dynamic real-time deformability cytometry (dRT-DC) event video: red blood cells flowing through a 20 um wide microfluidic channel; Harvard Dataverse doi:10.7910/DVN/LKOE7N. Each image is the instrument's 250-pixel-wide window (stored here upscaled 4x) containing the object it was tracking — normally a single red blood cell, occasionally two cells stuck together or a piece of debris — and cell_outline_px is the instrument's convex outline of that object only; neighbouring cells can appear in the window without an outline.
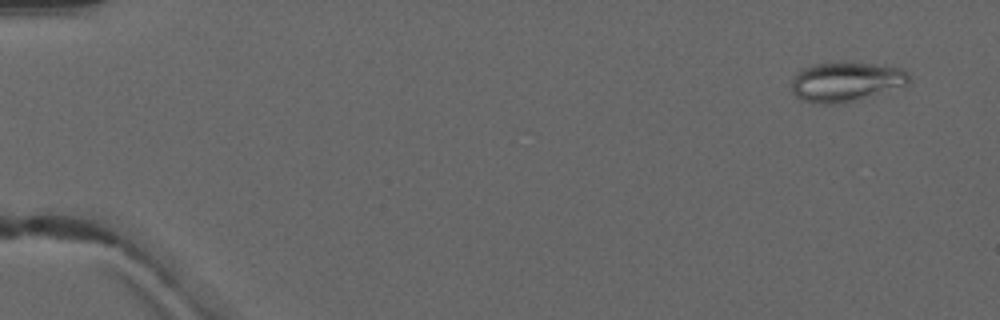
{"species": "common noctule bat (a hibernating species)", "species_latin": "Nyctalus noctula", "temperature_condition": "warm", "stored_images_in_passage": 7, "camera_frame_rate_fps": 3000, "um_per_image_px": 0.085, "animal": {"sex": "male", "forearm_length_mm": 52.5}, "frame": {"image": 1, "passage_image": 2, "time_ms": 1.0, "image_size_px": [1000, 320], "cell_outline_px": [[908, 84], [852, 100], [836, 104], [820, 104], [800, 100], [792, 92], [792, 80], [796, 72], [812, 64], [872, 64], [904, 68], [908, 72]], "centroid_in_image_um": [71.84, 6.96], "position_along_channel_um": 13.2, "area_um2": 26.24}}